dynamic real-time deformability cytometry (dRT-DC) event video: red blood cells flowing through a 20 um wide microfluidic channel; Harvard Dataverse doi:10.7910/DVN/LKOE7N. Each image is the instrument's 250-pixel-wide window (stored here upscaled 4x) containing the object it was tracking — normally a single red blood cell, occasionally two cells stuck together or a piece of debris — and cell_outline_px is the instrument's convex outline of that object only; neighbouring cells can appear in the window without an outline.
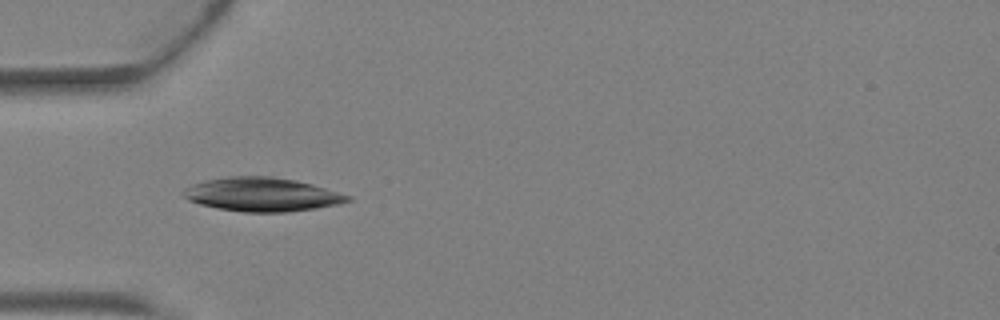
{"species": "Egyptian fruit bat (a non-hibernating species)", "species_latin": "Rousettus aegyptiacus", "temperature_condition": "warm", "stored_images_in_passage": 2, "camera_frame_rate_fps": 3000, "um_per_image_px": 0.085, "animal": {"sex": "female"}, "frame": {"image": 1, "passage_image": 2, "time_ms": 0.333, "image_size_px": [1000, 320], "cell_outline_px": [[352, 200], [336, 204], [316, 208], [288, 212], [244, 212], [216, 208], [200, 204], [188, 200], [180, 192], [192, 184], [204, 180], [228, 176], [268, 176], [296, 180], [312, 184], [352, 196]], "centroid_in_image_um": [22.24, 16.53], "position_along_channel_um": 62.8, "area_um2": 32.37}}